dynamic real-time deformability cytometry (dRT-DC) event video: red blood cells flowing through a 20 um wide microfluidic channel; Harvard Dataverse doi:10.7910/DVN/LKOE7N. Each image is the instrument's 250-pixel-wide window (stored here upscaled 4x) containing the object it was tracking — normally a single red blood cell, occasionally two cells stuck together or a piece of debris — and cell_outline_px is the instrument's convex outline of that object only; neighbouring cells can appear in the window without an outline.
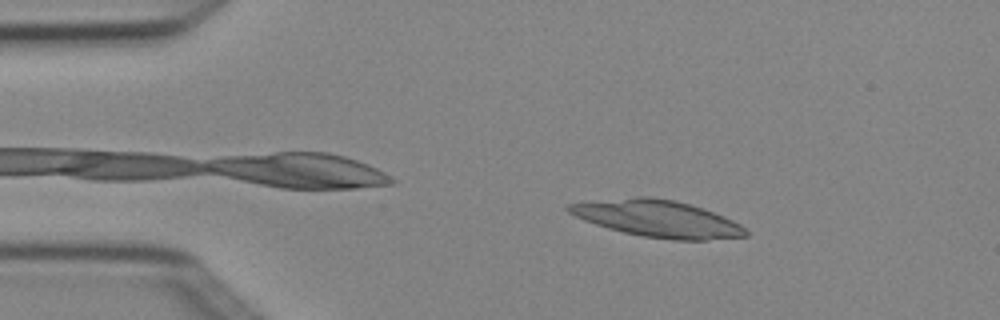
{"species": "Egyptian fruit bat (a non-hibernating species)", "species_latin": "Rousettus aegyptiacus", "temperature_condition": "cold", "stored_images_in_passage": 4, "camera_frame_rate_fps": 3000, "um_per_image_px": 0.085, "animal": {"sex": "female"}, "frame": {"image": 1, "passage_image": 2, "time_ms": 0.333, "image_size_px": [1000, 320], "cell_outline_px": [[748, 236], [704, 240], [672, 240], [640, 236], [608, 228], [584, 220], [568, 212], [564, 208], [568, 204], [636, 196], [648, 196], [676, 200], [704, 208], [724, 216], [740, 224], [748, 232]], "centroid_in_image_um": [55.91, 18.58], "position_along_channel_um": 29.1, "area_um2": 37.92}}